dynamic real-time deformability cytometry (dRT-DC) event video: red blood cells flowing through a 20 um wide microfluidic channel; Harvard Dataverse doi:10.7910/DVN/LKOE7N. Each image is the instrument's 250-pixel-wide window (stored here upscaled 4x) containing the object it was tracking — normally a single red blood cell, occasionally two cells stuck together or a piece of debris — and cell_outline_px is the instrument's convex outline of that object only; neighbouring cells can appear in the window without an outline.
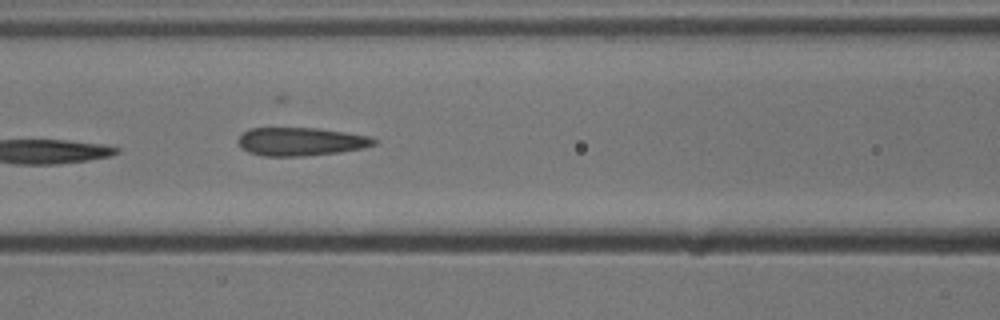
{"species": "common noctule bat (a hibernating species)", "species_latin": "Nyctalus noctula", "temperature_condition": "cold", "stored_images_in_passage": 4, "camera_frame_rate_fps": 3000, "um_per_image_px": 0.085, "animal": {"sex": "male", "body_mass_g": 13.3}, "frame": {"image": 1, "passage_image": 4, "time_ms": 1.0, "image_size_px": [1000, 320], "cell_outline_px": [[376, 144], [364, 148], [340, 152], [304, 156], [264, 156], [248, 152], [240, 144], [240, 136], [248, 128], [316, 128], [372, 136], [376, 140]], "centroid_in_image_um": [25.62, 12.03], "position_along_channel_um": 141.0, "area_um2": 22.25}}